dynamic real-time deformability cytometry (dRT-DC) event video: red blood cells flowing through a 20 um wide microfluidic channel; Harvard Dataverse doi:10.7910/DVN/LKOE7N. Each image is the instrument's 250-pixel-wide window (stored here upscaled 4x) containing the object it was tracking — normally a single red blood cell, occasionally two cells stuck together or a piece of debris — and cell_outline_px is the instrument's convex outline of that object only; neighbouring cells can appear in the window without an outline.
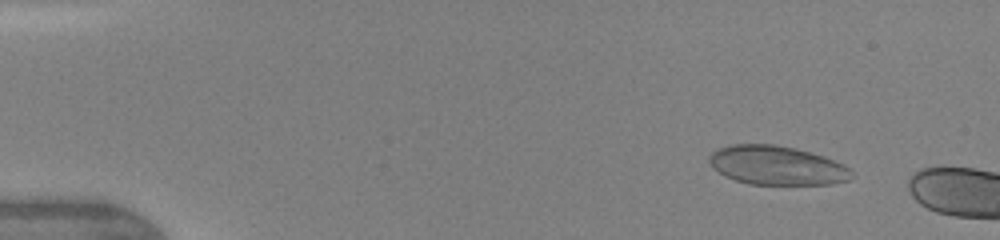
{"species": "human", "species_latin": "Homo sapiens", "temperature_condition": "warm", "stored_images_in_passage": 5, "camera_frame_rate_fps": 3000, "um_per_image_px": 0.085, "donor": {"sex": "female"}, "frame": {"image": 1, "passage_image": 2, "time_ms": 1.333, "image_size_px": [1000, 240], "cell_outline_px": [[856, 176], [848, 180], [832, 184], [752, 184], [736, 180], [724, 176], [712, 168], [708, 160], [712, 152], [720, 148], [732, 144], [776, 144], [796, 148], [824, 156], [844, 164], [852, 168]], "centroid_in_image_um": [66.08, 14.06], "position_along_channel_um": 18.9, "area_um2": 32.66}}